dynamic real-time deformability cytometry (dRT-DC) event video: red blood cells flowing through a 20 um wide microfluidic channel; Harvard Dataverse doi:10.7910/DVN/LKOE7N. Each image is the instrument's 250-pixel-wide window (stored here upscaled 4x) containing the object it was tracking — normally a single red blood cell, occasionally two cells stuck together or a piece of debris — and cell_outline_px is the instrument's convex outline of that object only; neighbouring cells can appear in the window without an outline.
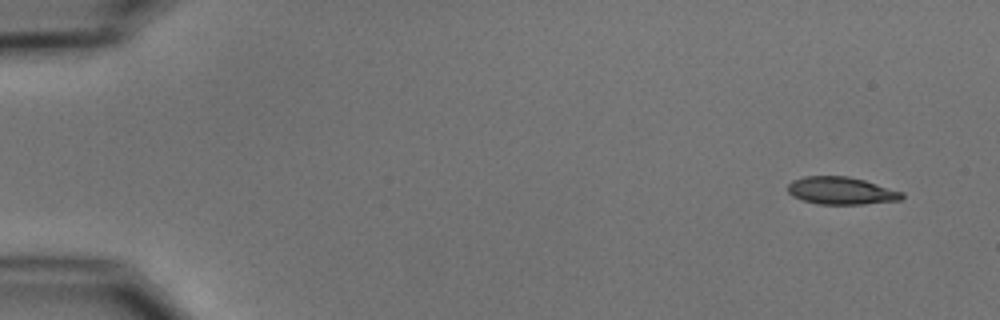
{"species": "common noctule bat (a hibernating species)", "species_latin": "Nyctalus noctula", "temperature_condition": "cold", "stored_images_in_passage": 4, "camera_frame_rate_fps": 3000, "um_per_image_px": 0.085, "animal": {"sex": "male", "body_mass_g": 15.6}, "frame": {"image": 1, "passage_image": 1, "time_ms": 0.0, "image_size_px": [1000, 320], "cell_outline_px": [[904, 196], [900, 200], [864, 204], [820, 204], [804, 200], [792, 196], [788, 192], [788, 184], [792, 180], [804, 176], [848, 176], [864, 180], [904, 192]], "centroid_in_image_um": [71.5, 16.2], "position_along_channel_um": 13.5, "area_um2": 18.26}}
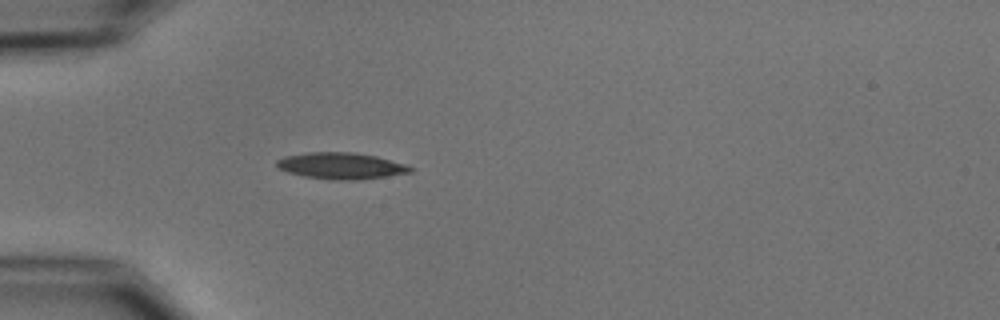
{"frame": {"image": 2, "passage_image": 4, "time_ms": 4.333, "image_size_px": [1000, 320], "cell_outline_px": [[412, 172], [384, 176], [348, 180], [304, 176], [288, 172], [280, 168], [276, 164], [276, 160], [284, 156], [308, 152], [356, 152], [376, 156], [404, 164], [412, 168]], "centroid_in_image_um": [28.95, 14.07], "position_along_channel_um": 56.0, "area_um2": 20.06}}